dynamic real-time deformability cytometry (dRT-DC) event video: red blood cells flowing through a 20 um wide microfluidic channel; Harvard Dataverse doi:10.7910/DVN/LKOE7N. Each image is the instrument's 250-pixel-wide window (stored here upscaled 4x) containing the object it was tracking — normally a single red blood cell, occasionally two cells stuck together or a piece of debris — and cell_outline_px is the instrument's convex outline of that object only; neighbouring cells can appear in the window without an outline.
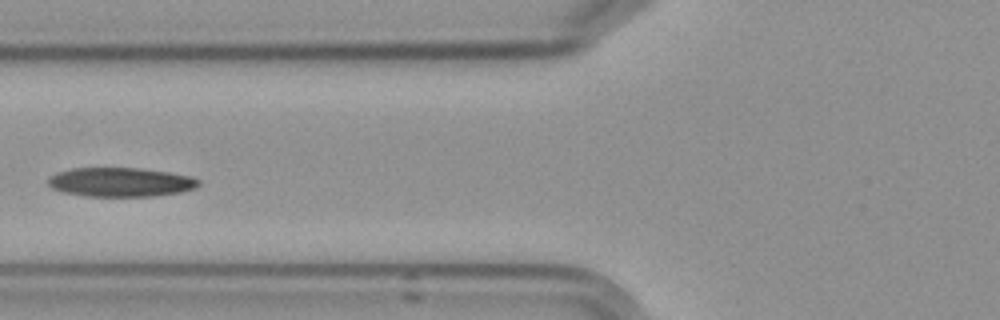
{"species": "Egyptian fruit bat (a non-hibernating species)", "species_latin": "Rousettus aegyptiacus", "temperature_condition": "cold", "stored_images_in_passage": 9, "camera_frame_rate_fps": 3000, "um_per_image_px": 0.085, "frame": {"image": 1, "passage_image": 7, "time_ms": 7.0, "image_size_px": [1000, 320], "cell_outline_px": [[200, 184], [196, 188], [180, 192], [152, 196], [84, 196], [64, 192], [52, 188], [48, 184], [48, 180], [56, 172], [72, 168], [140, 168], [168, 172], [192, 176], [200, 180]], "centroid_in_image_um": [10.27, 15.48], "position_along_channel_um": 115.5, "area_um2": 25.55}}
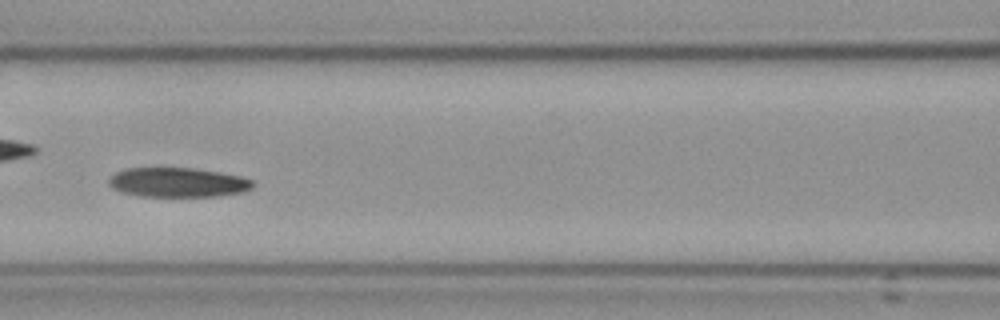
{"frame": {"image": 2, "passage_image": 8, "time_ms": 8.0, "image_size_px": [1000, 320], "cell_outline_px": [[256, 184], [252, 188], [244, 192], [220, 196], [136, 196], [120, 192], [112, 188], [108, 184], [108, 180], [116, 172], [124, 168], [192, 168], [220, 172], [244, 176], [252, 180]], "centroid_in_image_um": [15.14, 15.5], "position_along_channel_um": 151.5, "area_um2": 25.09}}